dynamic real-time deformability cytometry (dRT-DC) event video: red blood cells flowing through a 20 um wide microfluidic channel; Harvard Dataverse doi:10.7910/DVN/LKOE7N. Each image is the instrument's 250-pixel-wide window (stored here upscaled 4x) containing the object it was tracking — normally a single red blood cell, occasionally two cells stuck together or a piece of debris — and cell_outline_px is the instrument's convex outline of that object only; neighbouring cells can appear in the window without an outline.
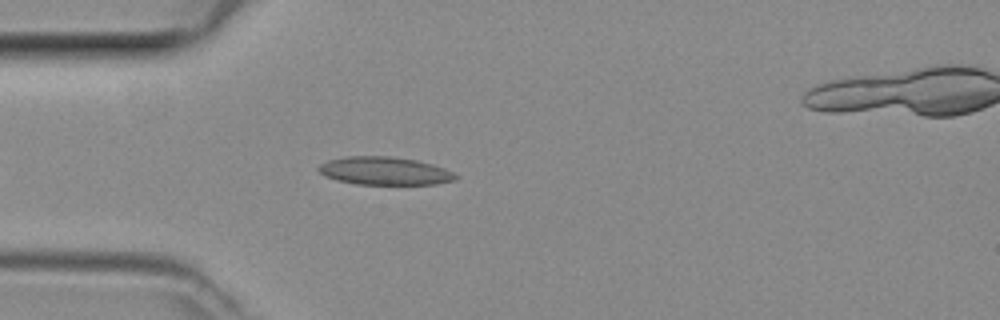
{"species": "common noctule bat (a hibernating species)", "species_latin": "Nyctalus noctula", "temperature_condition": "room temperature", "stored_images_in_passage": 38, "camera_frame_rate_fps": 3000, "um_per_image_px": 0.085, "animal": {"sex": "female", "body_mass_g": 29.2, "forearm_length_mm": 56.3}, "frame": {"image": 1, "passage_image": 5, "time_ms": 1.333, "image_size_px": [1000, 320], "cell_outline_px": [[456, 180], [436, 184], [356, 184], [336, 180], [324, 176], [316, 168], [320, 164], [328, 160], [344, 156], [388, 156], [416, 160], [432, 164], [444, 168], [452, 172], [456, 176]], "centroid_in_image_um": [32.65, 14.52], "position_along_channel_um": 52.4, "area_um2": 22.37}}
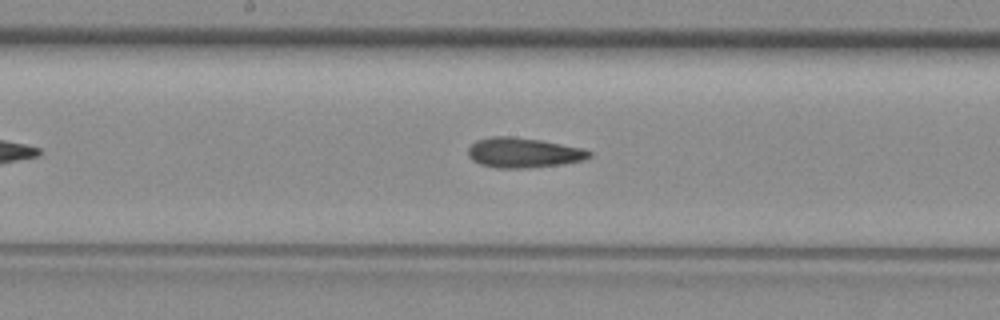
{"frame": {"image": 2, "passage_image": 16, "time_ms": 5.0, "image_size_px": [1000, 320], "cell_outline_px": [[592, 156], [584, 160], [564, 164], [524, 168], [496, 168], [480, 164], [472, 160], [468, 156], [468, 148], [476, 140], [492, 136], [512, 136], [540, 140], [584, 148], [592, 152]], "centroid_in_image_um": [44.5, 12.98], "position_along_channel_um": 203.7, "area_um2": 21.33}}
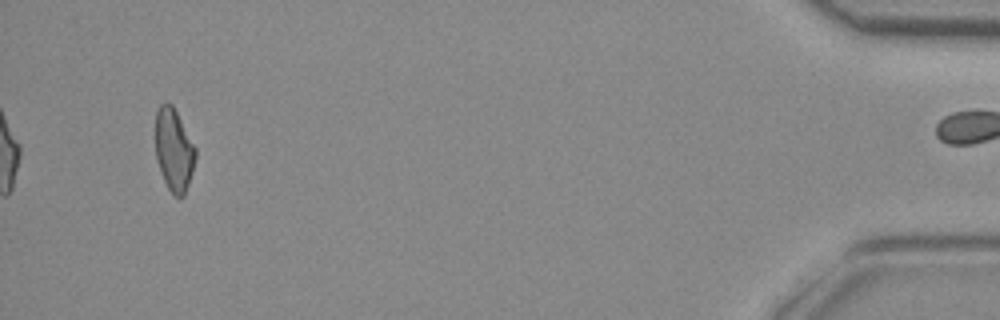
{"frame": {"image": 3, "passage_image": 37, "time_ms": 12.0, "image_size_px": [1000, 320], "cell_outline_px": [[196, 156], [192, 172], [184, 196], [176, 196], [168, 188], [164, 180], [156, 160], [156, 108], [160, 104], [172, 104], [196, 148]], "centroid_in_image_um": [14.78, 12.73], "position_along_channel_um": 420.4, "area_um2": 19.02}}